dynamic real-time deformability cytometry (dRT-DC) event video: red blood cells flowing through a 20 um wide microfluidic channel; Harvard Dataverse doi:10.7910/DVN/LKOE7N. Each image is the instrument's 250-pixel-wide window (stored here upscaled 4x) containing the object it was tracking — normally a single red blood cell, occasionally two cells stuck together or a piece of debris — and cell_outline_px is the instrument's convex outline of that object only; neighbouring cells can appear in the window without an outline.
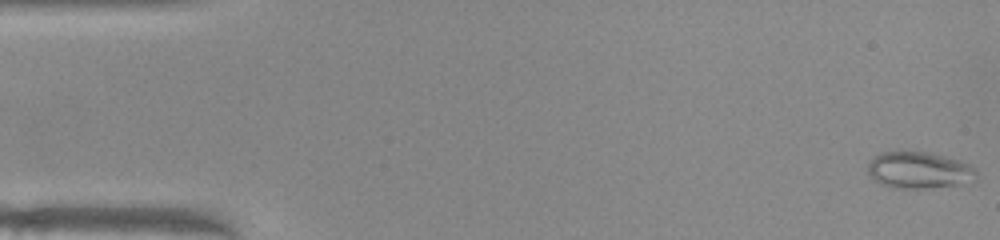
{"species": "common noctule bat (a hibernating species)", "species_latin": "Nyctalus noctula", "temperature_condition": "warm", "stored_images_in_passage": 51, "camera_frame_rate_fps": 3000, "um_per_image_px": 0.085, "animal": {"sex": "female", "body_mass_g": 22.0, "forearm_length_mm": 56.7}, "frame": {"image": 1, "passage_image": 1, "time_ms": 0.0, "image_size_px": [1000, 240], "cell_outline_px": [[976, 180], [960, 184], [928, 188], [888, 188], [880, 184], [868, 172], [868, 164], [880, 152], [932, 152], [960, 160], [976, 168]], "centroid_in_image_um": [78.15, 14.47], "position_along_channel_um": 6.9, "area_um2": 23.24}}
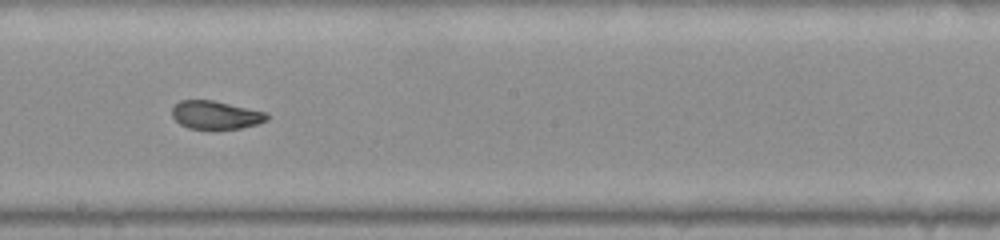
{"frame": {"image": 2, "passage_image": 28, "time_ms": 9.0, "image_size_px": [1000, 240], "cell_outline_px": [[268, 120], [256, 124], [240, 128], [188, 128], [180, 124], [172, 116], [172, 108], [180, 100], [212, 100], [268, 112]], "centroid_in_image_um": [18.34, 9.76], "position_along_channel_um": 229.9, "area_um2": 15.43}}
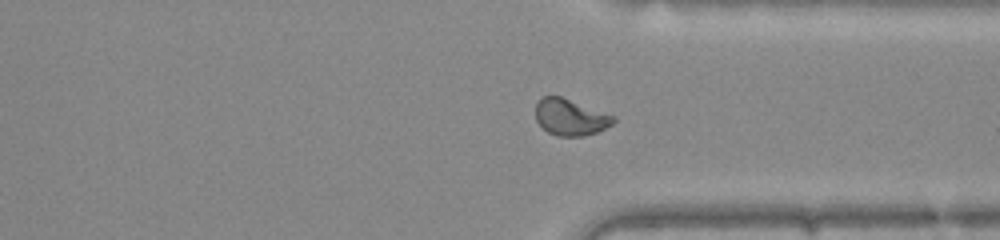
{"frame": {"image": 3, "passage_image": 38, "time_ms": 12.333, "image_size_px": [1000, 240], "cell_outline_px": [[616, 120], [612, 124], [596, 132], [584, 136], [556, 136], [548, 132], [536, 120], [536, 104], [544, 96], [560, 96], [616, 116]], "centroid_in_image_um": [48.49, 9.97], "position_along_channel_um": 362.9, "area_um2": 16.36}, "authors_computed_cell_mechanics": {"area_um2": 17.3978, "velocity_mm_per_s": 3.9973, "shape_relaxation_time_tau1_ms": null, "shape_relaxation_time_tau2_ms": 1.1188, "deformation_change_tau1": null, "deformation_change_tau2": 0.0626}}